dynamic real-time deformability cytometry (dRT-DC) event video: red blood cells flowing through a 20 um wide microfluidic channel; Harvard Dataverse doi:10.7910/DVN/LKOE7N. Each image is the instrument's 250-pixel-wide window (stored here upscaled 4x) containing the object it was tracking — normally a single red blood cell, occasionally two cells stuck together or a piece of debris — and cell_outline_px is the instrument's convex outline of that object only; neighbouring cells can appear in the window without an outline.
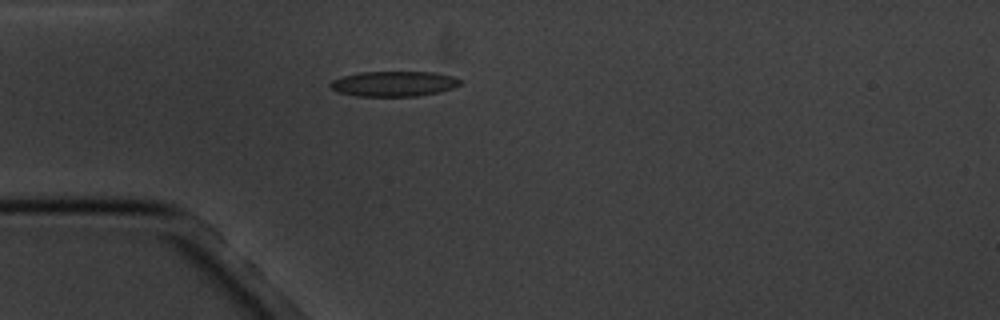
{"species": "common noctule bat (a hibernating species)", "species_latin": "Nyctalus noctula", "temperature_condition": "cold", "stored_images_in_passage": 6, "camera_frame_rate_fps": 3000, "um_per_image_px": 0.085, "animal": {"sex": "male", "body_mass_g": 20.1, "forearm_length_mm": 53.5}, "frame": {"image": 1, "passage_image": 5, "time_ms": 4.667, "image_size_px": [1000, 320], "cell_outline_px": [[460, 84], [452, 88], [440, 92], [416, 96], [356, 96], [340, 92], [332, 88], [328, 84], [332, 80], [344, 76], [360, 72], [432, 72], [452, 76], [460, 80]], "centroid_in_image_um": [33.47, 7.12], "position_along_channel_um": 51.5, "area_um2": 18.9}}